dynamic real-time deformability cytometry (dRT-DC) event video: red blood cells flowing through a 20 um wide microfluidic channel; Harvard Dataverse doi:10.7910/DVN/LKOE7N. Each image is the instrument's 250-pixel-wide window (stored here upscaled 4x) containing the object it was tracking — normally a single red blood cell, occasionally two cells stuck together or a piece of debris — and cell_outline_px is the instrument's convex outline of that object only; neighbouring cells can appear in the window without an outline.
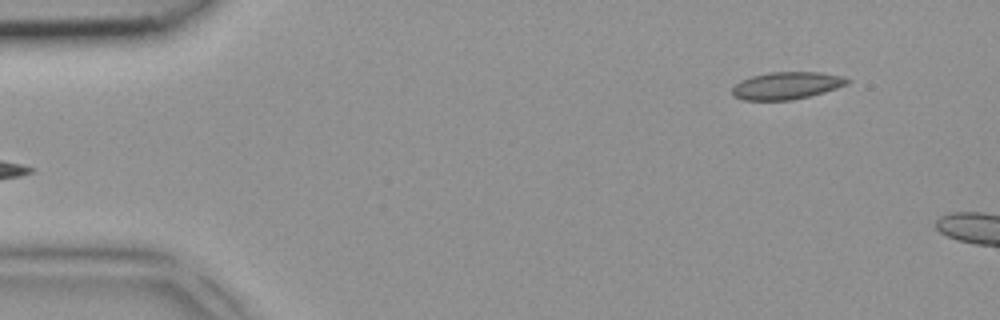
{"species": "common noctule bat (a hibernating species)", "species_latin": "Nyctalus noctula", "temperature_condition": "room temperature", "stored_images_in_passage": 4, "camera_frame_rate_fps": 3000, "um_per_image_px": 0.085, "animal": {"sex": "female", "body_mass_g": 18.4}, "frame": {"image": 1, "passage_image": 4, "time_ms": 1.0, "image_size_px": [1000, 320], "cell_outline_px": [[852, 80], [848, 84], [824, 92], [792, 100], [744, 100], [732, 96], [732, 88], [740, 80], [752, 76], [768, 72], [820, 72], [844, 76]], "centroid_in_image_um": [66.87, 7.27], "position_along_channel_um": 18.1, "area_um2": 18.44}}